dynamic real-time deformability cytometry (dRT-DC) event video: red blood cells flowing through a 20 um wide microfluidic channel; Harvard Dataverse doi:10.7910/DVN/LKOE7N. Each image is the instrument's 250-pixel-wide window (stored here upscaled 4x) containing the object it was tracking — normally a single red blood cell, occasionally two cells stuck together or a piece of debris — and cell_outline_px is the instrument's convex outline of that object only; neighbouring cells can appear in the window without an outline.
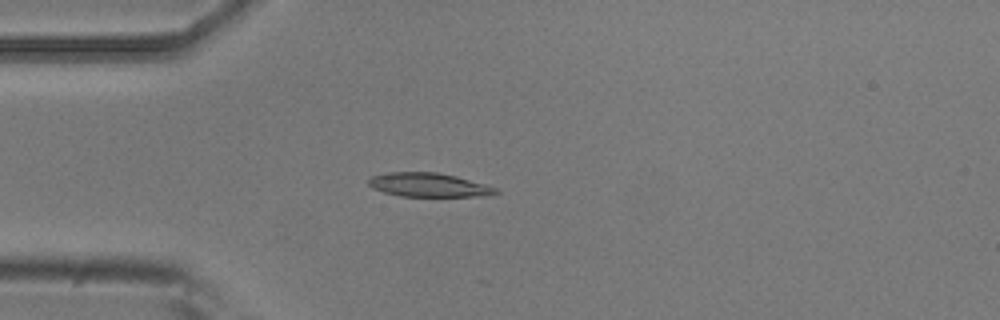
{"species": "common noctule bat (a hibernating species)", "species_latin": "Nyctalus noctula", "temperature_condition": "room temperature", "stored_images_in_passage": 4, "camera_frame_rate_fps": 3000, "um_per_image_px": 0.085, "animal": {"sex": "male", "body_mass_g": 20.5, "forearm_length_mm": 52.5}, "frame": {"image": 1, "passage_image": 4, "time_ms": 1.0, "image_size_px": [1000, 320], "cell_outline_px": [[500, 192], [496, 196], [400, 196], [384, 192], [372, 188], [368, 184], [368, 180], [372, 176], [388, 172], [436, 172], [456, 176], [484, 184], [496, 188]], "centroid_in_image_um": [36.46, 15.72], "position_along_channel_um": 48.5, "area_um2": 17.74}}